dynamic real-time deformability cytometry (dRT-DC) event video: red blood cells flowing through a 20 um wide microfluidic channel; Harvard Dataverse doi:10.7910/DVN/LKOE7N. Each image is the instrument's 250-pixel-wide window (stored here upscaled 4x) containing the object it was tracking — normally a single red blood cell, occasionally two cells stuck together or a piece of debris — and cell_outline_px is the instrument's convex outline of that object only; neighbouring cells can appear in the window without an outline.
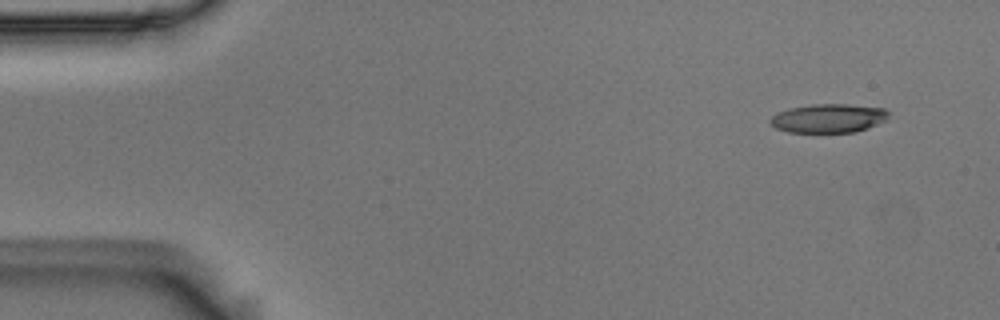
{"species": "Egyptian fruit bat (a non-hibernating species)", "species_latin": "Rousettus aegyptiacus", "temperature_condition": "room temperature", "stored_images_in_passage": 5, "segment_of_instrument_passage": [1, 2], "camera_frame_rate_fps": 3000, "um_per_image_px": 0.085, "animal": {"sex": "male"}, "frame": {"image": 1, "passage_image": 1, "time_ms": 0.0, "image_size_px": [1000, 320], "cell_outline_px": [[888, 120], [868, 128], [852, 132], [788, 132], [776, 128], [768, 120], [772, 116], [788, 108], [812, 104], [848, 104], [884, 108], [888, 112]], "centroid_in_image_um": [70.44, 10.05], "position_along_channel_um": 14.6, "area_um2": 19.88}}
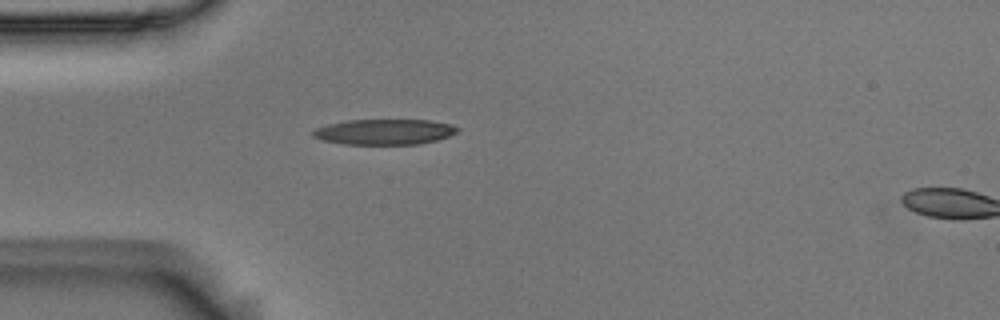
{"frame": {"image": 2, "passage_image": 4, "time_ms": 1.0, "image_size_px": [1000, 320], "cell_outline_px": [[460, 128], [456, 132], [448, 136], [436, 140], [416, 144], [344, 144], [320, 140], [312, 136], [312, 132], [316, 128], [328, 124], [348, 120], [428, 120], [452, 124]], "centroid_in_image_um": [32.65, 11.2], "position_along_channel_um": 52.3, "area_um2": 21.39}}